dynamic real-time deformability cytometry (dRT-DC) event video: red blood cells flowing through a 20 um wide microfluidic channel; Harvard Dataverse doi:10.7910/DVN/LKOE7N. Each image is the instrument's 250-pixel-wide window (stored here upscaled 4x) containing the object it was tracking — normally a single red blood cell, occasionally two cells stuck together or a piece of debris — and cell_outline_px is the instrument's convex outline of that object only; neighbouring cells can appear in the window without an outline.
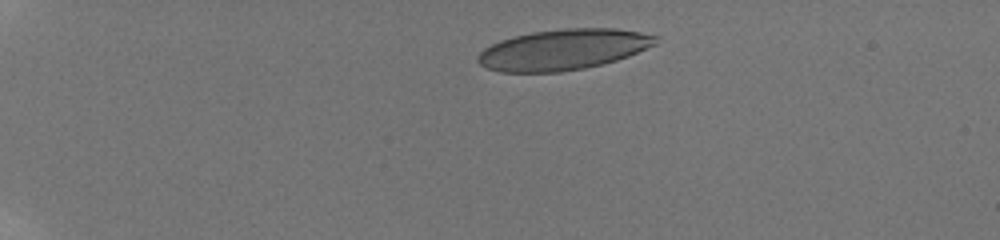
{"species": "human", "species_latin": "Homo sapiens", "temperature_condition": "room temperature", "stored_images_in_passage": 55, "camera_frame_rate_fps": 3000, "um_per_image_px": 0.085, "donor": {"sex": "male"}, "frame": {"image": 1, "passage_image": 1, "time_ms": 0.0, "image_size_px": [1000, 240], "cell_outline_px": [[660, 36], [656, 44], [628, 56], [616, 60], [584, 68], [560, 72], [500, 72], [488, 68], [480, 64], [476, 60], [476, 56], [484, 48], [500, 40], [532, 32], [564, 28], [612, 28], [640, 32]], "centroid_in_image_um": [47.87, 4.21], "position_along_channel_um": 37.1, "area_um2": 42.08}}
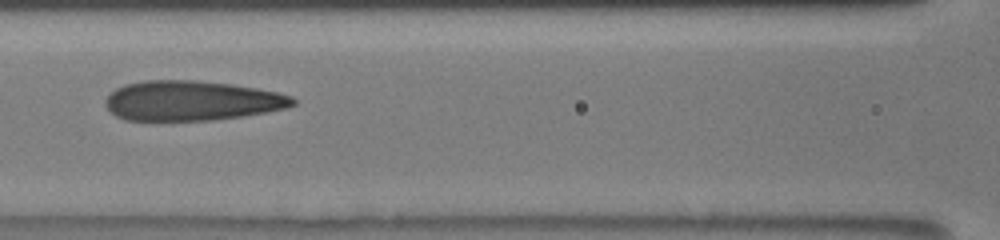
{"frame": {"image": 2, "passage_image": 20, "time_ms": 5.333, "image_size_px": [1000, 240], "cell_outline_px": [[296, 104], [288, 108], [244, 116], [212, 120], [124, 120], [116, 116], [104, 104], [104, 100], [116, 88], [124, 84], [144, 80], [196, 80], [232, 84], [256, 88], [276, 92], [292, 96], [296, 100]], "centroid_in_image_um": [16.3, 8.56], "position_along_channel_um": 150.3, "area_um2": 43.7}}
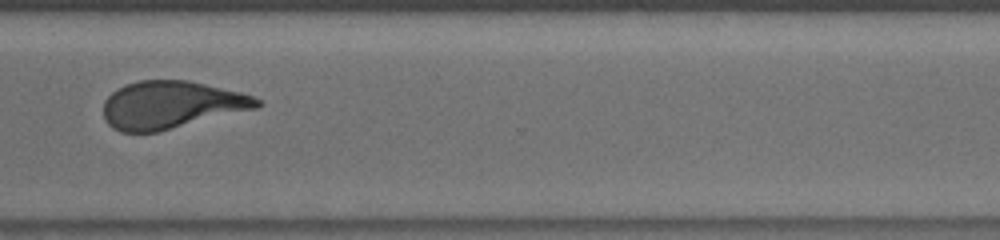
{"frame": {"image": 3, "passage_image": 42, "time_ms": 10.667, "image_size_px": [1000, 240], "cell_outline_px": [[264, 104], [260, 108], [160, 132], [120, 132], [112, 128], [108, 124], [104, 116], [104, 100], [112, 92], [128, 84], [140, 80], [188, 80], [240, 92], [252, 96], [260, 100]], "centroid_in_image_um": [14.59, 8.93], "position_along_channel_um": 356.0, "area_um2": 42.89}, "authors_computed_cell_mechanics": {"area_um2": 43.4656, "velocity_mm_per_s": 3.864, "shape_relaxation_time_tau1_ms": 8.5408, "shape_relaxation_time_tau2_ms": 1.0704, "deformation_change_tau1": 0.2374, "deformation_change_tau2": 0.0962}}